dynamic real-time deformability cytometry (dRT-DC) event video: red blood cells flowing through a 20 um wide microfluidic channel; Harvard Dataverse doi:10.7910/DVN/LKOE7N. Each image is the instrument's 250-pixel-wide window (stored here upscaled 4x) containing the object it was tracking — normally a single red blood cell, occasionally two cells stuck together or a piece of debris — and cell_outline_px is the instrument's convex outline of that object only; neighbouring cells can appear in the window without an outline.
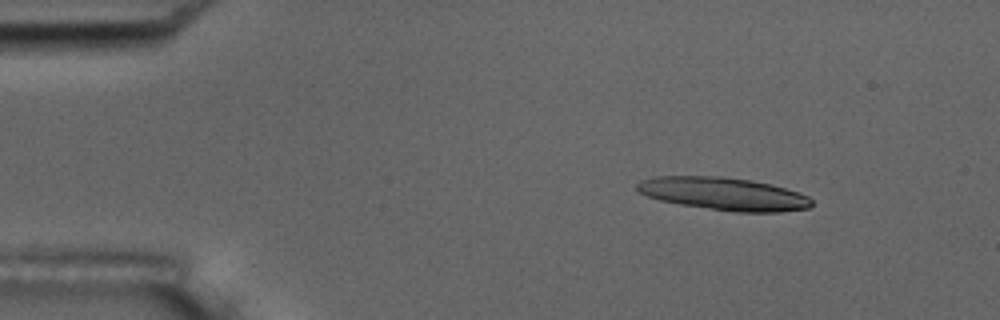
{"species": "common noctule bat (a hibernating species)", "species_latin": "Nyctalus noctula", "temperature_condition": "room temperature", "stored_images_in_passage": 4, "camera_frame_rate_fps": 3000, "um_per_image_px": 0.085, "animal": {"sex": "male", "body_mass_g": 17.5, "forearm_length_mm": 52.3}, "frame": {"image": 1, "passage_image": 2, "time_ms": 1.0, "image_size_px": [1000, 320], "cell_outline_px": [[812, 204], [808, 208], [780, 212], [736, 212], [680, 204], [660, 200], [648, 196], [640, 192], [636, 188], [636, 184], [640, 180], [656, 176], [720, 176], [752, 180], [772, 184], [808, 196], [812, 200]], "centroid_in_image_um": [61.5, 16.46], "position_along_channel_um": 23.5, "area_um2": 33.23}}